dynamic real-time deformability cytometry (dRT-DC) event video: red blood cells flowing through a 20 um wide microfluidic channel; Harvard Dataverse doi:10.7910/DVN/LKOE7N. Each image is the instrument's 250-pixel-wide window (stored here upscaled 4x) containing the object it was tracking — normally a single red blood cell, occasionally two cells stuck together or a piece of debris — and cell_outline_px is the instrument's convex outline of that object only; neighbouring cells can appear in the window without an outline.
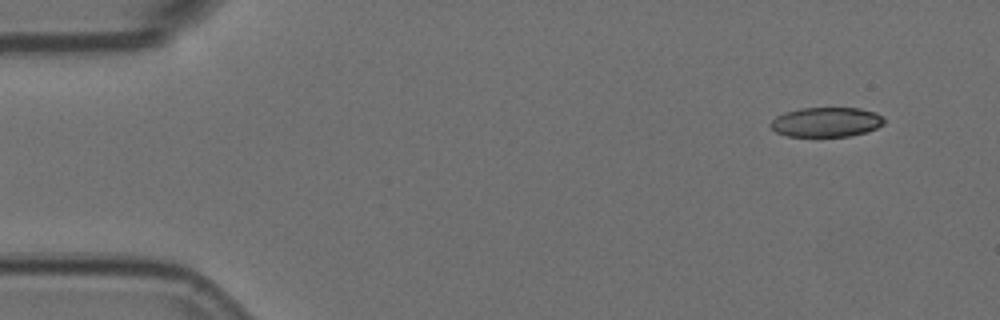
{"species": "Egyptian fruit bat (a non-hibernating species)", "species_latin": "Rousettus aegyptiacus", "temperature_condition": "room temperature", "stored_images_in_passage": 5, "segment_of_instrument_passage": [2, 2], "camera_frame_rate_fps": 3000, "um_per_image_px": 0.085, "animal": {"sex": "female"}, "frame": {"image": 1, "passage_image": 5, "time_ms": 1.333, "image_size_px": [1000, 320], "cell_outline_px": [[884, 124], [868, 132], [848, 136], [788, 136], [776, 132], [768, 124], [776, 116], [784, 112], [800, 108], [860, 108], [876, 112], [884, 116]], "centroid_in_image_um": [70.25, 10.37], "position_along_channel_um": 14.8, "area_um2": 19.77}}